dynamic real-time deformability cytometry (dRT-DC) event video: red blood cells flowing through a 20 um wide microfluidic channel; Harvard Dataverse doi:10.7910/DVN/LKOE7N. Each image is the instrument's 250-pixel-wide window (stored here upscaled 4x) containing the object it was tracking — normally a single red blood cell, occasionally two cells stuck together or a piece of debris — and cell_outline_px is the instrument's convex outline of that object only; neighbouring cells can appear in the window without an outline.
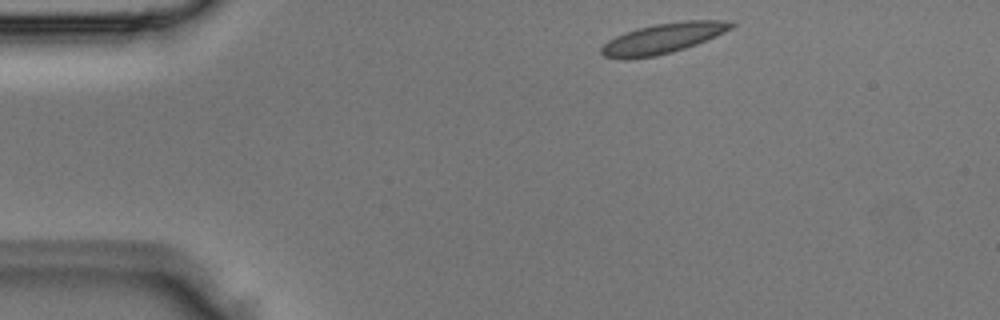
{"species": "Egyptian fruit bat (a non-hibernating species)", "species_latin": "Rousettus aegyptiacus", "temperature_condition": "room temperature", "stored_images_in_passage": 3, "camera_frame_rate_fps": 3000, "um_per_image_px": 0.085, "animal": {"sex": "male"}, "frame": {"image": 1, "passage_image": 1, "time_ms": 0.0, "image_size_px": [1000, 320], "cell_outline_px": [[736, 24], [732, 28], [716, 36], [696, 44], [672, 52], [656, 56], [628, 60], [624, 60], [604, 56], [600, 52], [600, 48], [608, 40], [624, 32], [636, 28], [656, 24], [688, 20], [720, 20]], "centroid_in_image_um": [56.3, 3.28], "position_along_channel_um": 28.7, "area_um2": 22.89}}